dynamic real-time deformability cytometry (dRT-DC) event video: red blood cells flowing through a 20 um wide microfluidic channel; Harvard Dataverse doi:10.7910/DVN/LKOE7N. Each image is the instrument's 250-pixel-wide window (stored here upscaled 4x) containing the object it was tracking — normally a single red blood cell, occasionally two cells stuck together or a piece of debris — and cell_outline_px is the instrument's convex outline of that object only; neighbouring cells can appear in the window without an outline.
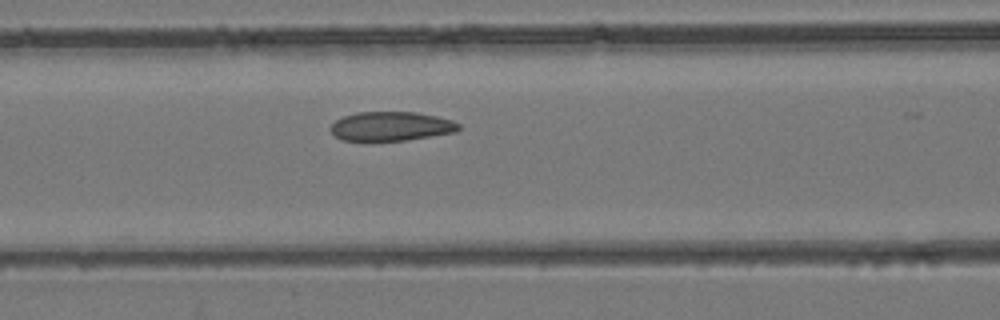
{"species": "common noctule bat (a hibernating species)", "species_latin": "Nyctalus noctula", "temperature_condition": "room temperature", "stored_images_in_passage": 19, "camera_frame_rate_fps": 3000, "um_per_image_px": 0.085, "animal": {"sex": "female", "body_mass_g": 24.6, "forearm_length_mm": 56.2}, "frame": {"image": 1, "passage_image": 13, "time_ms": 4.0, "image_size_px": [1000, 320], "cell_outline_px": [[460, 128], [456, 132], [408, 140], [368, 144], [340, 140], [328, 128], [336, 120], [344, 116], [356, 112], [416, 112], [436, 116], [452, 120], [460, 124]], "centroid_in_image_um": [33.18, 10.78], "position_along_channel_um": 133.4, "area_um2": 22.72}}
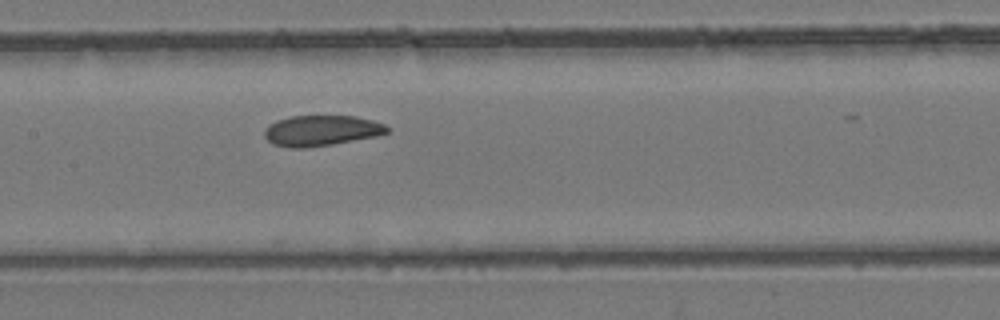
{"frame": {"image": 2, "passage_image": 16, "time_ms": 5.0, "image_size_px": [1000, 320], "cell_outline_px": [[388, 132], [376, 136], [332, 144], [304, 148], [292, 148], [272, 144], [264, 136], [264, 128], [268, 124], [276, 120], [292, 116], [356, 116], [372, 120], [384, 124], [388, 128]], "centroid_in_image_um": [27.27, 11.1], "position_along_channel_um": 180.1, "area_um2": 21.85}}
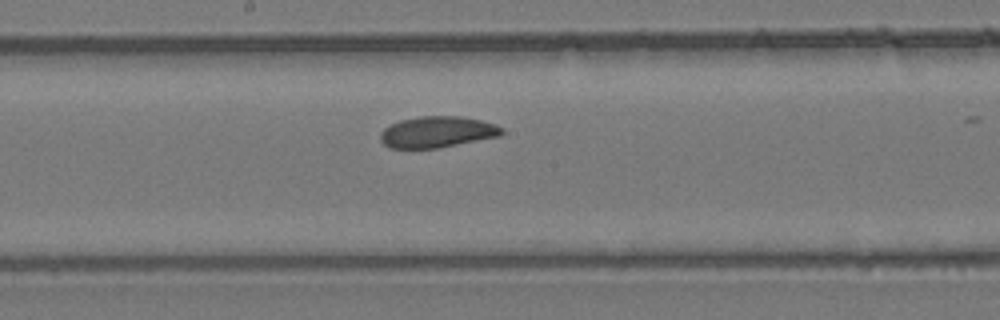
{"frame": {"image": 3, "passage_image": 18, "time_ms": 5.667, "image_size_px": [1000, 320], "cell_outline_px": [[504, 132], [500, 136], [436, 148], [392, 148], [384, 144], [380, 140], [380, 132], [384, 128], [400, 120], [420, 116], [460, 116], [480, 120], [496, 124], [504, 128]], "centroid_in_image_um": [37.17, 11.21], "position_along_channel_um": 211.0, "area_um2": 22.02}}